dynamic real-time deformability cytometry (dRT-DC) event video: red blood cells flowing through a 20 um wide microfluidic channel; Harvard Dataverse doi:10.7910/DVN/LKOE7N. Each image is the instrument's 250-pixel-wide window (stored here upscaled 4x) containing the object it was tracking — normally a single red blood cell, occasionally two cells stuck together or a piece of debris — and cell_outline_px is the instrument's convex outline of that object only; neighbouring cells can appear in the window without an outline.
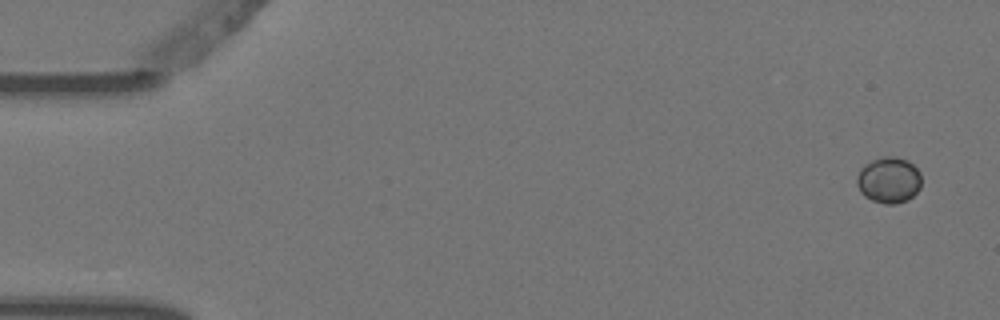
{"species": "Egyptian fruit bat (a non-hibernating species)", "species_latin": "Rousettus aegyptiacus", "temperature_condition": "warm", "stored_images_in_passage": 5, "camera_frame_rate_fps": 3000, "um_per_image_px": 0.085, "animal": {"sex": "female"}, "frame": {"image": 1, "passage_image": 1, "time_ms": 0.0, "image_size_px": [1000, 320], "cell_outline_px": [[920, 188], [908, 200], [896, 204], [884, 204], [872, 200], [864, 196], [860, 192], [856, 184], [856, 176], [860, 168], [864, 164], [872, 160], [884, 156], [896, 156], [908, 160], [920, 172]], "centroid_in_image_um": [75.52, 15.3], "position_along_channel_um": 9.5, "area_um2": 17.57}}
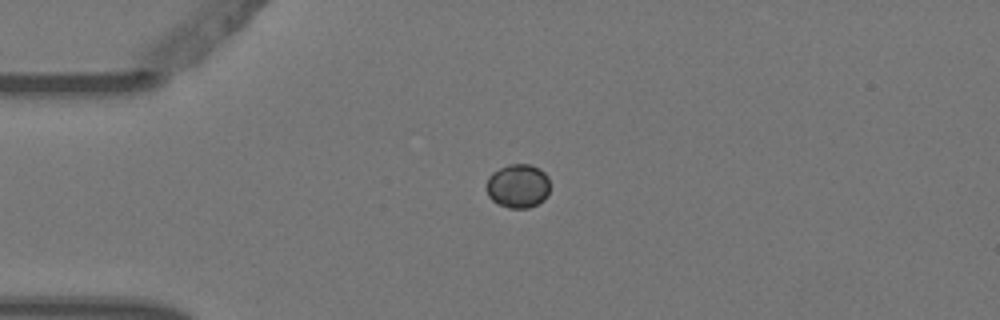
{"frame": {"image": 2, "passage_image": 4, "time_ms": 1.0, "image_size_px": [1000, 320], "cell_outline_px": [[548, 196], [544, 200], [528, 208], [508, 208], [496, 204], [488, 196], [488, 176], [492, 172], [508, 164], [528, 164], [540, 168], [548, 176]], "centroid_in_image_um": [44.03, 15.81], "position_along_channel_um": 41.0, "area_um2": 16.3}}